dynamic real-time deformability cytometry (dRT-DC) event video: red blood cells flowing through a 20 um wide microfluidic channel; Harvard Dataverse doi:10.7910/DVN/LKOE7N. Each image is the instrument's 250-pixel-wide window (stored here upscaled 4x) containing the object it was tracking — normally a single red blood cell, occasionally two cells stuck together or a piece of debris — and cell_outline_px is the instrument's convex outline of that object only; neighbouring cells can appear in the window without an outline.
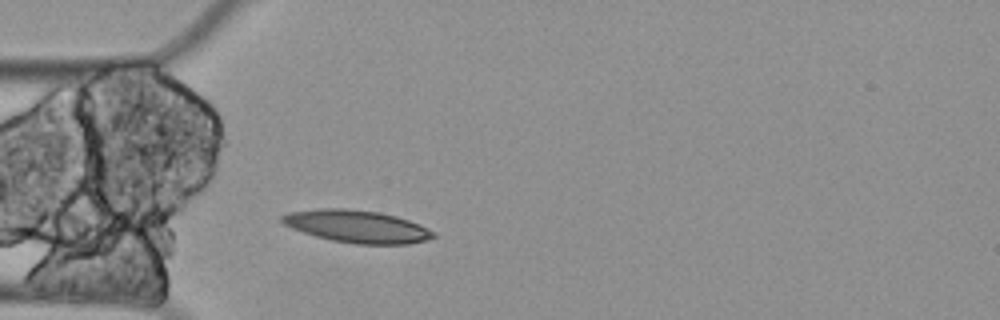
{"species": "Egyptian fruit bat (a non-hibernating species)", "species_latin": "Rousettus aegyptiacus", "temperature_condition": "cold", "stored_images_in_passage": 1, "camera_frame_rate_fps": 3000, "um_per_image_px": 0.085, "animal": {"sex": "female"}, "frame": {"image": 1, "passage_image": 1, "time_ms": 0.0, "image_size_px": [1000, 320], "cell_outline_px": [[436, 236], [424, 240], [408, 244], [356, 244], [332, 240], [316, 236], [292, 228], [284, 224], [280, 220], [280, 216], [288, 212], [320, 208], [344, 208], [380, 212], [396, 216], [420, 224], [436, 232]], "centroid_in_image_um": [30.35, 19.24], "position_along_channel_um": 54.7, "area_um2": 28.61}}